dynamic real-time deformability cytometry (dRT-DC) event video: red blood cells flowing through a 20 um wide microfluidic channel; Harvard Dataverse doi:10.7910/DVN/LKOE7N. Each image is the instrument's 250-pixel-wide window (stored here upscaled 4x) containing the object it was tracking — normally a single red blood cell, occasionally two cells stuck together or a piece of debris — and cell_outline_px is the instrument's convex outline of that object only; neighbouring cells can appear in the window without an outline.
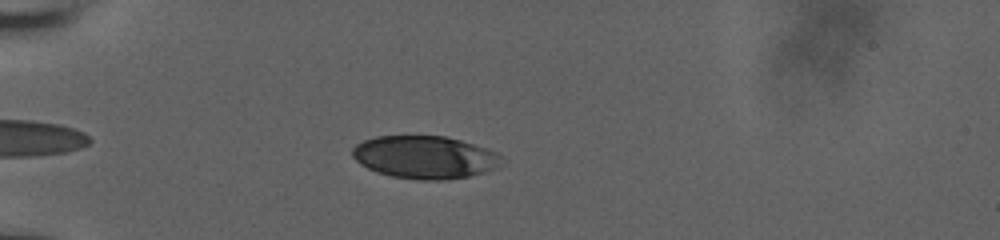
{"species": "human", "species_latin": "Homo sapiens", "temperature_condition": "room temperature", "stored_images_in_passage": 40, "camera_frame_rate_fps": 3000, "um_per_image_px": 0.085, "donor": {"sex": "male"}, "frame": {"image": 1, "passage_image": 6, "time_ms": 1.667, "image_size_px": [1000, 240], "cell_outline_px": [[504, 160], [496, 168], [484, 172], [468, 176], [448, 180], [416, 180], [392, 176], [376, 172], [360, 164], [352, 156], [352, 148], [356, 144], [364, 140], [376, 136], [444, 136], [460, 140], [488, 148], [496, 152]], "centroid_in_image_um": [36.11, 13.37], "position_along_channel_um": 48.9, "area_um2": 37.34}}
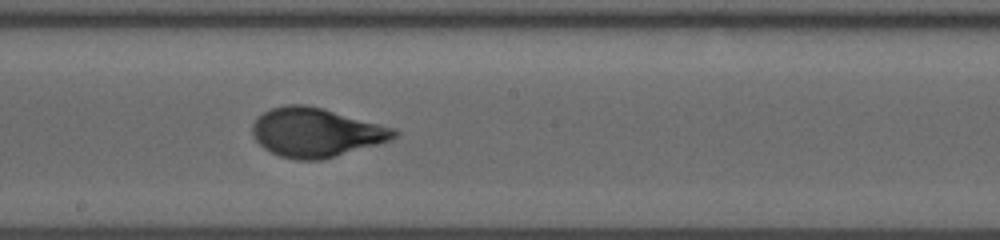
{"frame": {"image": 2, "passage_image": 22, "time_ms": 7.0, "image_size_px": [1000, 240], "cell_outline_px": [[400, 132], [392, 140], [336, 156], [320, 160], [296, 160], [280, 156], [264, 148], [252, 136], [252, 124], [264, 112], [272, 108], [288, 104], [308, 104], [324, 108], [396, 128]], "centroid_in_image_um": [26.89, 11.25], "position_along_channel_um": 221.3, "area_um2": 40.63}}
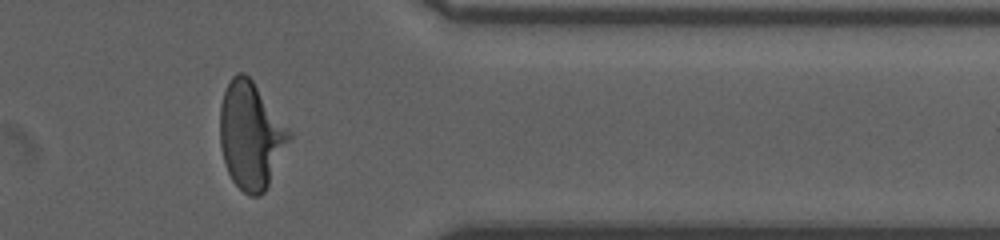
{"frame": {"image": 3, "passage_image": 36, "time_ms": 11.667, "image_size_px": [1000, 240], "cell_outline_px": [[292, 136], [264, 192], [260, 196], [248, 196], [232, 180], [224, 164], [220, 148], [220, 104], [224, 92], [232, 76], [236, 72], [244, 72], [252, 80], [292, 132]], "centroid_in_image_um": [21.3, 11.5], "position_along_channel_um": 390.1, "area_um2": 42.95}, "authors_computed_cell_mechanics": {"area_um2": 39.8531, "velocity_mm_per_s": 3.83, "shape_relaxation_time_tau1_ms": 3.9705, "shape_relaxation_time_tau2_ms": null, "deformation_change_tau1": 0.1696, "deformation_change_tau2": null}}